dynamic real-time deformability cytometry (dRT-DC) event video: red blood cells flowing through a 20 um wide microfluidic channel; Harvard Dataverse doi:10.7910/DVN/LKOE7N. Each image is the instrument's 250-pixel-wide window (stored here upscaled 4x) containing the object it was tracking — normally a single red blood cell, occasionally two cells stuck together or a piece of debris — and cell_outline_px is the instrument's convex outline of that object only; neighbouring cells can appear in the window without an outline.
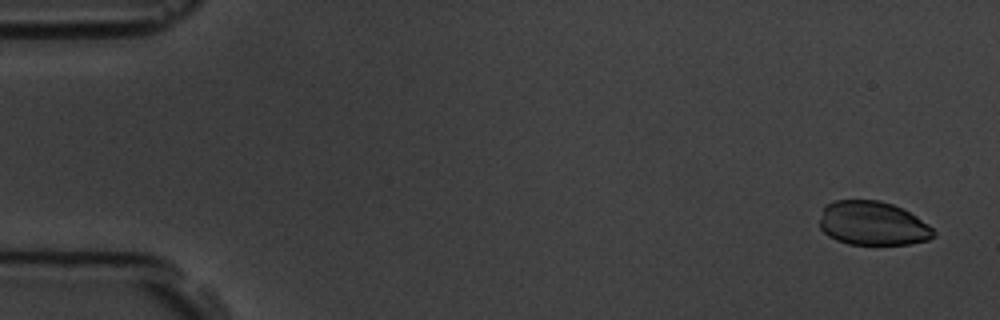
{"species": "common noctule bat (a hibernating species)", "species_latin": "Nyctalus noctula", "temperature_condition": "room temperature", "stored_images_in_passage": 5, "camera_frame_rate_fps": 3000, "um_per_image_px": 0.085, "animal": {"sex": "male", "body_mass_g": 19.5, "forearm_length_mm": 54.6}, "frame": {"image": 1, "passage_image": 1, "time_ms": 0.0, "image_size_px": [1000, 320], "cell_outline_px": [[936, 236], [928, 240], [908, 244], [848, 244], [836, 240], [828, 236], [820, 228], [820, 220], [824, 208], [832, 200], [880, 200], [892, 204], [916, 216], [928, 224], [936, 232]], "centroid_in_image_um": [74.19, 18.99], "position_along_channel_um": 10.8, "area_um2": 29.13}}